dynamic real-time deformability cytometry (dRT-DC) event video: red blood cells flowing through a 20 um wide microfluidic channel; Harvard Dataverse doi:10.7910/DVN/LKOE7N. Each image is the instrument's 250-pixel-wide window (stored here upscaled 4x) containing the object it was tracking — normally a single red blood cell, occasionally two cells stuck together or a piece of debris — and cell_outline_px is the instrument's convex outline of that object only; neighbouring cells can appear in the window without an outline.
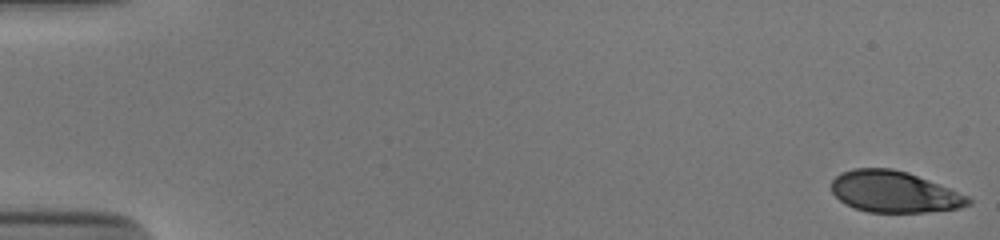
{"species": "human", "species_latin": "Homo sapiens", "temperature_condition": "cold", "stored_images_in_passage": 16, "camera_frame_rate_fps": 3000, "um_per_image_px": 0.085, "donor": {"sex": "male"}, "frame": {"image": 1, "passage_image": 1, "time_ms": 0.0, "image_size_px": [1000, 240], "cell_outline_px": [[972, 204], [960, 208], [924, 212], [868, 212], [856, 208], [840, 200], [832, 192], [832, 180], [840, 172], [852, 168], [892, 168], [908, 172], [968, 196], [972, 200]], "centroid_in_image_um": [76.0, 16.3], "position_along_channel_um": 9.0, "area_um2": 32.77}}
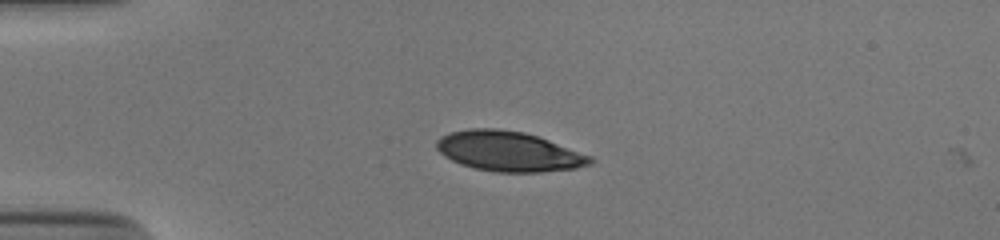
{"frame": {"image": 2, "passage_image": 14, "time_ms": 4.333, "image_size_px": [1000, 240], "cell_outline_px": [[596, 160], [592, 164], [576, 168], [540, 172], [496, 172], [472, 168], [460, 164], [444, 156], [436, 148], [436, 140], [440, 136], [448, 132], [468, 128], [496, 128], [524, 132], [548, 140], [592, 156]], "centroid_in_image_um": [43.22, 12.86], "position_along_channel_um": 41.8, "area_um2": 36.01}}